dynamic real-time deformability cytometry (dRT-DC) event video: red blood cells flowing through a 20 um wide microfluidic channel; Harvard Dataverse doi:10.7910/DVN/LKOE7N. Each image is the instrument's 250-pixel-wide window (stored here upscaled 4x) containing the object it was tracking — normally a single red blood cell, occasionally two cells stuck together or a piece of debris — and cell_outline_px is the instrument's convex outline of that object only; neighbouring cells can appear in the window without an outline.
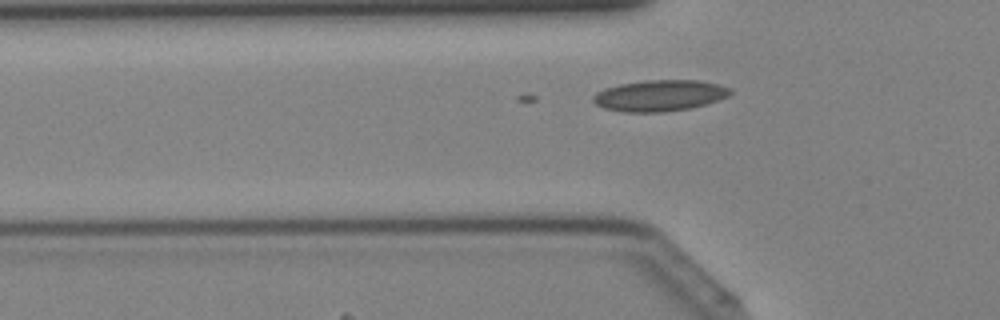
{"species": "Egyptian fruit bat (a non-hibernating species)", "species_latin": "Rousettus aegyptiacus", "temperature_condition": "cold", "stored_images_in_passage": 35, "camera_frame_rate_fps": 3000, "um_per_image_px": 0.085, "animal": {"sex": "female"}, "frame": {"image": 1, "passage_image": 9, "time_ms": 2.667, "image_size_px": [1000, 320], "cell_outline_px": [[732, 92], [728, 96], [720, 100], [692, 108], [664, 112], [620, 112], [604, 108], [596, 104], [592, 100], [592, 96], [596, 92], [604, 88], [620, 84], [648, 80], [696, 80], [716, 84], [732, 88]], "centroid_in_image_um": [56.06, 8.13], "position_along_channel_um": 69.7, "area_um2": 25.09}}
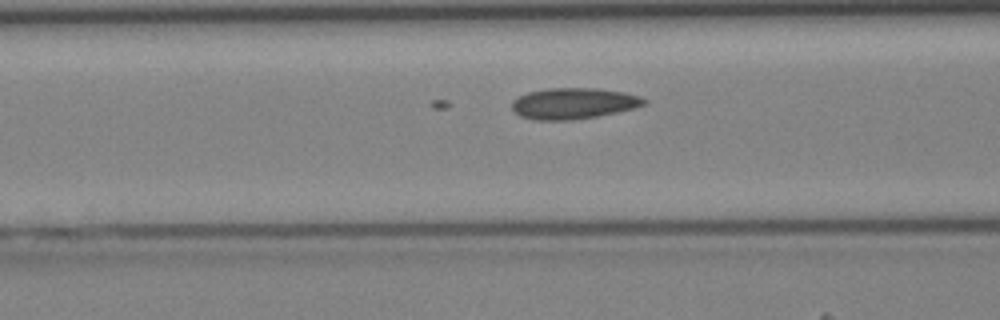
{"frame": {"image": 2, "passage_image": 12, "time_ms": 3.667, "image_size_px": [1000, 320], "cell_outline_px": [[648, 104], [636, 108], [596, 116], [572, 120], [536, 120], [520, 116], [512, 108], [512, 100], [528, 92], [548, 88], [596, 88], [624, 92], [640, 96], [648, 100]], "centroid_in_image_um": [48.79, 8.79], "position_along_channel_um": 117.8, "area_um2": 23.99}}
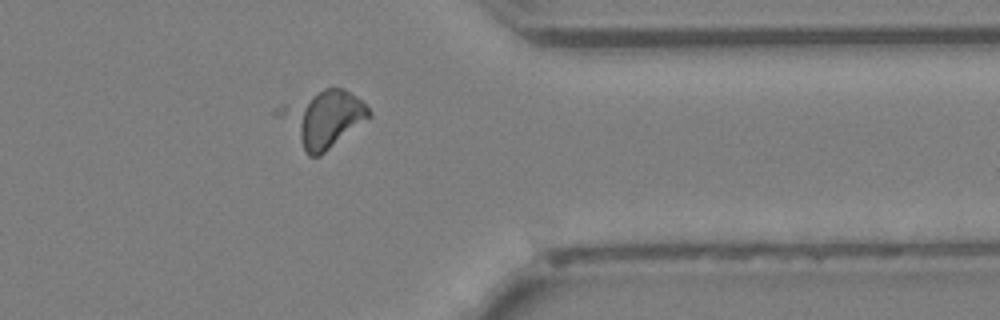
{"frame": {"image": 3, "passage_image": 29, "time_ms": 9.333, "image_size_px": [1000, 320], "cell_outline_px": [[372, 116], [320, 156], [308, 156], [304, 152], [272, 116], [272, 112], [276, 108], [284, 104], [324, 88], [344, 88], [356, 96], [372, 112]], "centroid_in_image_um": [27.35, 10.1], "position_along_channel_um": 384.1, "area_um2": 30.29}}